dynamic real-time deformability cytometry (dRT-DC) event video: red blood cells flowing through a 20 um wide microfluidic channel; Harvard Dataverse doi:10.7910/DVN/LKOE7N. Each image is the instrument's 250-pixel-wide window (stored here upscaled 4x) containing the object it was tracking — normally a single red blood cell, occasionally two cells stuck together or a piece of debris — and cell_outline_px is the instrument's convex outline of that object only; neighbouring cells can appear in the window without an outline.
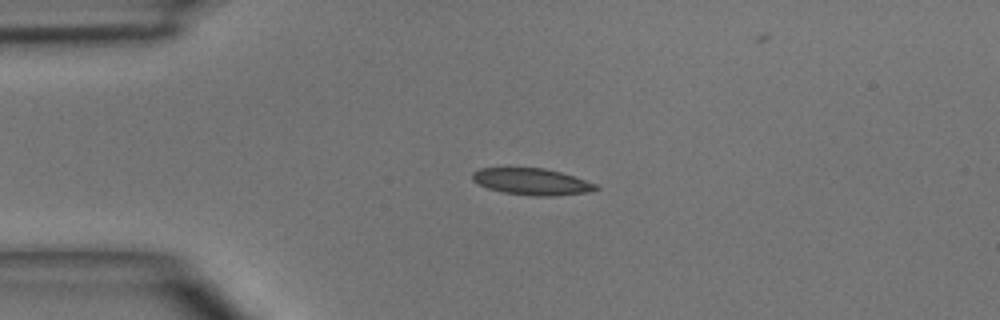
{"species": "common noctule bat (a hibernating species)", "species_latin": "Nyctalus noctula", "temperature_condition": "room temperature", "stored_images_in_passage": 3, "camera_frame_rate_fps": 3000, "um_per_image_px": 0.085, "animal": {"sex": "male", "body_mass_g": 15.6}, "frame": {"image": 1, "passage_image": 2, "time_ms": 1.333, "image_size_px": [1000, 320], "cell_outline_px": [[600, 188], [592, 192], [552, 196], [532, 196], [504, 192], [488, 188], [472, 180], [472, 172], [480, 168], [544, 168], [560, 172], [596, 184]], "centroid_in_image_um": [45.21, 15.44], "position_along_channel_um": 39.8, "area_um2": 19.02}}